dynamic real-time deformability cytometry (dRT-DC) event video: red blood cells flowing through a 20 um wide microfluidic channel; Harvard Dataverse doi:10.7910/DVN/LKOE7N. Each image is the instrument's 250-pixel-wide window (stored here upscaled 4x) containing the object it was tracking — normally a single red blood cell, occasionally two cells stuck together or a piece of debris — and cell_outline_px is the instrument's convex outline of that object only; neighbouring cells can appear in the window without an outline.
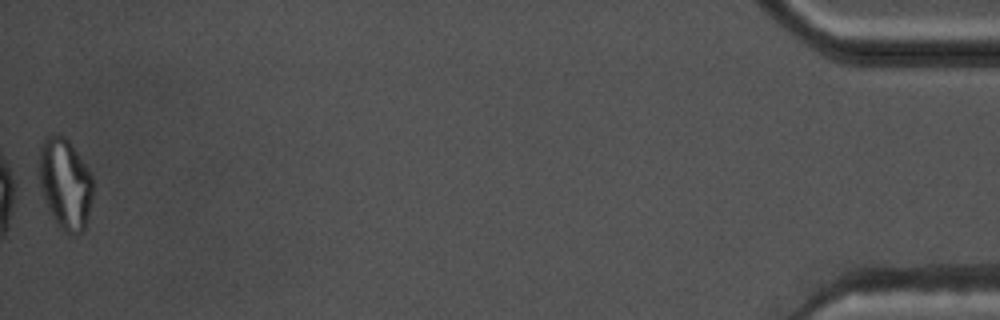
{"species": "common noctule bat (a hibernating species)", "species_latin": "Nyctalus noctula", "temperature_condition": "warm", "stored_images_in_passage": 55, "camera_frame_rate_fps": 3000, "um_per_image_px": 0.085, "animal": {"sex": "male", "body_mass_g": 17.5, "forearm_length_mm": 52.3}, "frame": {"image": 1, "passage_image": 55, "time_ms": 18.0, "image_size_px": [1000, 320], "cell_outline_px": [[92, 196], [88, 216], [84, 232], [72, 236], [68, 236], [56, 224], [44, 200], [36, 176], [36, 168], [40, 144], [44, 136], [56, 132], [64, 136], [68, 140], [92, 176]], "centroid_in_image_um": [5.47, 15.61], "position_along_channel_um": 429.7, "area_um2": 29.42}, "authors_computed_cell_mechanics": {"area_um2": 26.01, "velocity_mm_per_s": 3.7096, "shape_relaxation_time_tau1_ms": null, "shape_relaxation_time_tau2_ms": 2.6921, "deformation_change_tau1": null, "deformation_change_tau2": 0.1019}}